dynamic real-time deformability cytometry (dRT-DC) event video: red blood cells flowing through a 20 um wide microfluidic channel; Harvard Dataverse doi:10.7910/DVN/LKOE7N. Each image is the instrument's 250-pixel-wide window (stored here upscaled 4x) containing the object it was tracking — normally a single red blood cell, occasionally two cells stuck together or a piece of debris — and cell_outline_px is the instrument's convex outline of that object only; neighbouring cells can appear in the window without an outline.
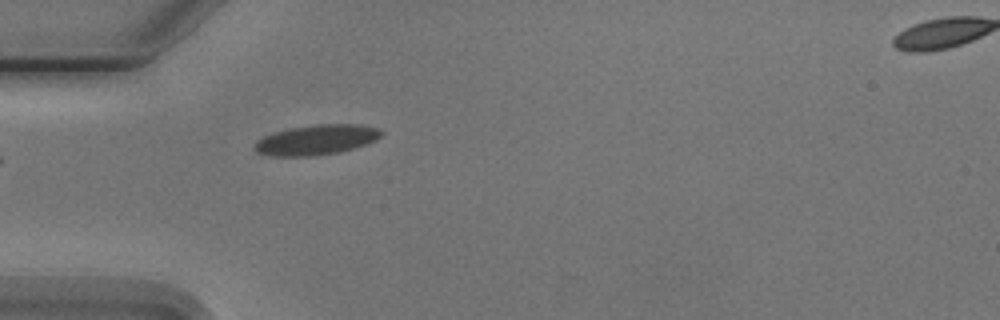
{"species": "Egyptian fruit bat (a non-hibernating species)", "species_latin": "Rousettus aegyptiacus", "temperature_condition": "cold", "stored_images_in_passage": 2, "camera_frame_rate_fps": 3000, "um_per_image_px": 0.085, "animal": {"sex": "male"}, "frame": {"image": 1, "passage_image": 2, "time_ms": 1.0, "image_size_px": [1000, 320], "cell_outline_px": [[384, 132], [376, 140], [340, 152], [312, 156], [272, 156], [256, 152], [256, 144], [264, 136], [276, 132], [292, 128], [316, 124], [360, 124], [376, 128]], "centroid_in_image_um": [26.93, 11.88], "position_along_channel_um": 58.1, "area_um2": 21.79}}